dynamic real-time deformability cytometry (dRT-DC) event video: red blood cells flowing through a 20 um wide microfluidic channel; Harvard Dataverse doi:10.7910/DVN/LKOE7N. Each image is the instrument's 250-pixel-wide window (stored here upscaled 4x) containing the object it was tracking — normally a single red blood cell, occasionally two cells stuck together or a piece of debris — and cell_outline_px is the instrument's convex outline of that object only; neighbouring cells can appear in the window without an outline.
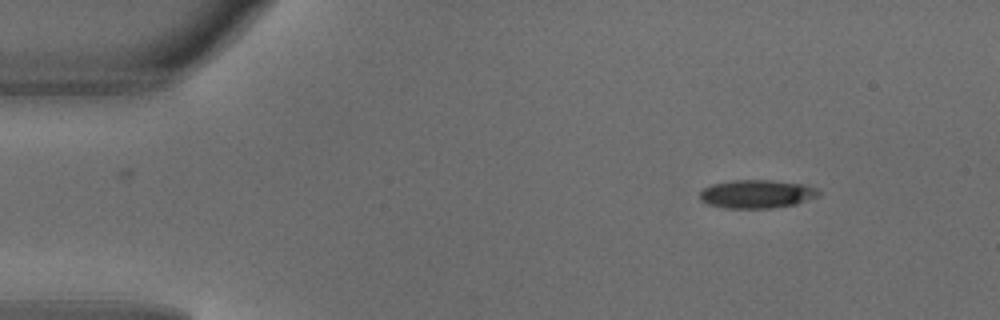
{"species": "common noctule bat (a hibernating species)", "species_latin": "Nyctalus noctula", "temperature_condition": "warm", "stored_images_in_passage": 3, "camera_frame_rate_fps": 3000, "um_per_image_px": 0.085, "animal": {"sex": "male", "body_mass_g": 18.8}, "frame": {"image": 1, "passage_image": 1, "time_ms": 0.0, "image_size_px": [1000, 320], "cell_outline_px": [[820, 196], [796, 204], [772, 208], [724, 208], [708, 204], [700, 200], [700, 192], [704, 188], [712, 184], [732, 180], [772, 180], [804, 184], [816, 188], [820, 192]], "centroid_in_image_um": [64.34, 16.49], "position_along_channel_um": 20.7, "area_um2": 19.77}}
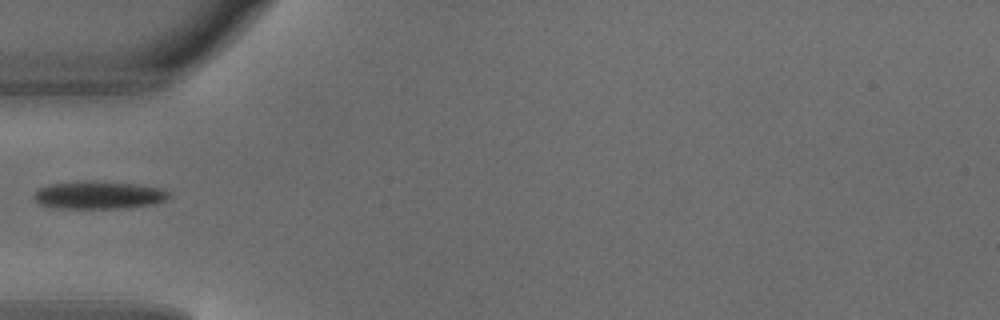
{"frame": {"image": 2, "passage_image": 3, "time_ms": 0.667, "image_size_px": [1000, 320], "cell_outline_px": [[168, 196], [164, 200], [152, 204], [128, 208], [60, 208], [40, 204], [32, 200], [32, 196], [40, 188], [52, 184], [84, 180], [96, 180], [136, 184], [160, 188], [168, 192]], "centroid_in_image_um": [8.35, 16.57], "position_along_channel_um": 76.6, "area_um2": 21.85}}